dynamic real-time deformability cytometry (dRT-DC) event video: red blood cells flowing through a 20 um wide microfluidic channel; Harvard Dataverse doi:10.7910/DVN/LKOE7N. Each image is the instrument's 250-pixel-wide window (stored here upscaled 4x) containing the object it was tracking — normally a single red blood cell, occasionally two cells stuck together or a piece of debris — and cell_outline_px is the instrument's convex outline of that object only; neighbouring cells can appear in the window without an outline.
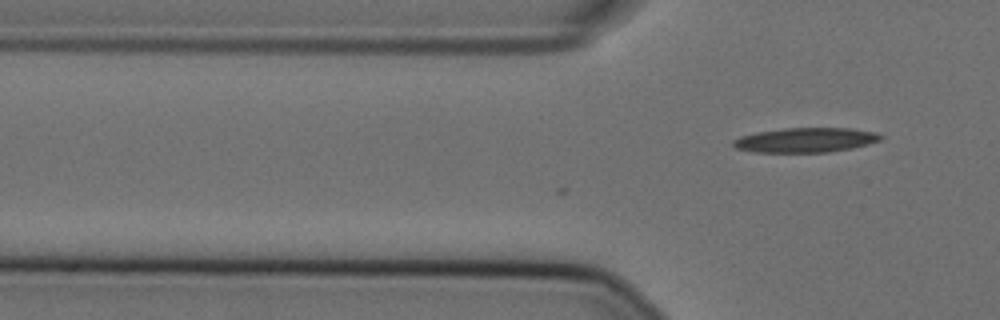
{"species": "Egyptian fruit bat (a non-hibernating species)", "species_latin": "Rousettus aegyptiacus", "temperature_condition": "cold", "stored_images_in_passage": 2, "camera_frame_rate_fps": 3000, "um_per_image_px": 0.085, "animal": {"sex": "female"}, "frame": {"image": 1, "passage_image": 2, "time_ms": 0.333, "image_size_px": [1000, 320], "cell_outline_px": [[884, 136], [880, 140], [868, 144], [852, 148], [828, 152], [752, 152], [736, 148], [732, 144], [732, 140], [740, 136], [756, 132], [784, 128], [848, 128], [876, 132]], "centroid_in_image_um": [68.46, 11.9], "position_along_channel_um": 57.3, "area_um2": 21.21}}